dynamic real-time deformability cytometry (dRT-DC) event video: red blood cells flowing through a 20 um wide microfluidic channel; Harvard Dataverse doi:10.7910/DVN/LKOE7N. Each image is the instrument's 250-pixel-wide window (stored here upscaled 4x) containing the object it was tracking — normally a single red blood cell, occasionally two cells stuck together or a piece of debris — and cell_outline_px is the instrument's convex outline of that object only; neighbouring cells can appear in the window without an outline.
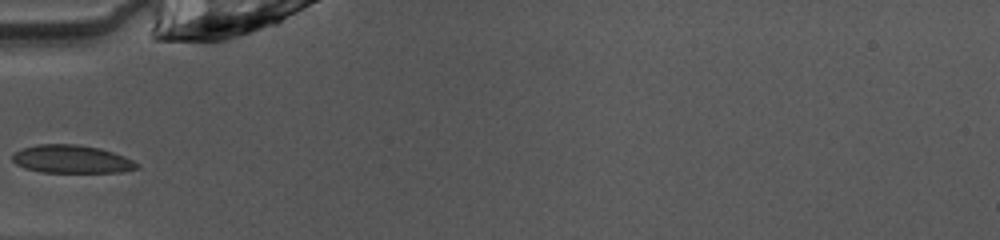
{"species": "common noctule bat (a hibernating species)", "species_latin": "Nyctalus noctula", "temperature_condition": "warm", "stored_images_in_passage": 5, "camera_frame_rate_fps": 3000, "um_per_image_px": 0.085, "animal": {"sex": "female", "body_mass_g": 10.0, "forearm_length_mm": 53.1}, "frame": {"image": 1, "passage_image": 1, "time_ms": 0.0, "image_size_px": [1000, 240], "cell_outline_px": [[140, 168], [120, 172], [40, 172], [24, 168], [16, 164], [12, 160], [12, 156], [16, 152], [24, 148], [36, 144], [76, 144], [100, 148], [124, 156], [140, 164]], "centroid_in_image_um": [6.1, 13.53], "position_along_channel_um": 78.9, "area_um2": 20.35}}